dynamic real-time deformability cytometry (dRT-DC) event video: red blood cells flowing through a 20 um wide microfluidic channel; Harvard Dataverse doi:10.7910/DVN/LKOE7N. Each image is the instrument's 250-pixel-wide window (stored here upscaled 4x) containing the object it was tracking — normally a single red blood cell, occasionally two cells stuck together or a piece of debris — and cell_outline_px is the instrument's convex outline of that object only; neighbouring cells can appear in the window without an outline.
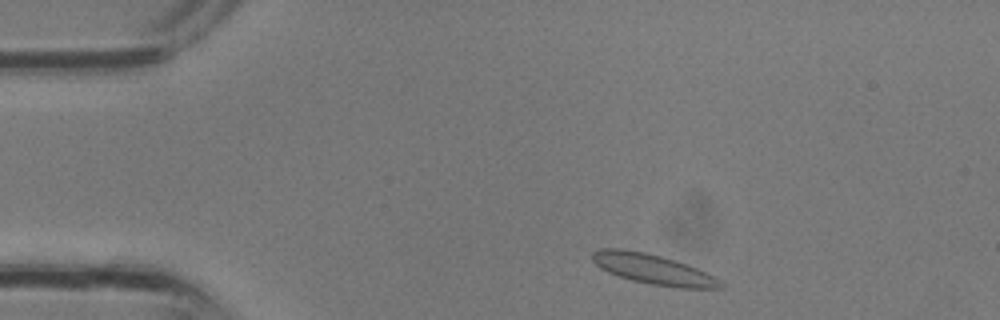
{"species": "common noctule bat (a hibernating species)", "species_latin": "Nyctalus noctula", "temperature_condition": "room temperature", "stored_images_in_passage": 2, "camera_frame_rate_fps": 3000, "um_per_image_px": 0.085, "animal": {"sex": "male", "body_mass_g": 13.3}, "frame": {"image": 1, "passage_image": 1, "time_ms": 0.0, "image_size_px": [1000, 320], "cell_outline_px": [[724, 288], [680, 288], [652, 284], [632, 280], [608, 272], [600, 268], [592, 260], [592, 252], [600, 248], [620, 248], [644, 252], [660, 256], [696, 268], [712, 276], [724, 284]], "centroid_in_image_um": [55.46, 22.88], "position_along_channel_um": 29.5, "area_um2": 22.02}}